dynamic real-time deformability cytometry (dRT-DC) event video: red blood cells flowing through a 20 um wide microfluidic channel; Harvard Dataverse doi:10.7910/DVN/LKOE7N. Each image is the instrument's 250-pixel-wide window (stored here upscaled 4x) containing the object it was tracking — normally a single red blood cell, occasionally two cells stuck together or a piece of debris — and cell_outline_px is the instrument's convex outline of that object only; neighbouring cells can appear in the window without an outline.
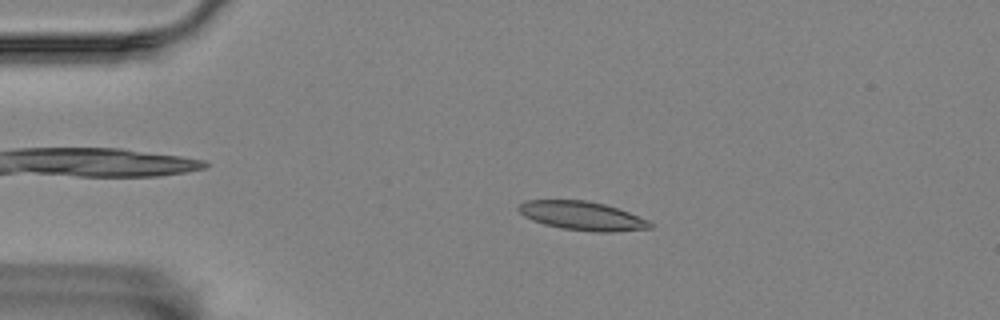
{"species": "Egyptian fruit bat (a non-hibernating species)", "species_latin": "Rousettus aegyptiacus", "temperature_condition": "room temperature", "stored_images_in_passage": 3, "camera_frame_rate_fps": 3000, "um_per_image_px": 0.085, "animal": {"sex": "female"}, "frame": {"image": 1, "passage_image": 2, "time_ms": 1.0, "image_size_px": [1000, 320], "cell_outline_px": [[652, 228], [612, 232], [596, 232], [560, 228], [544, 224], [532, 220], [524, 216], [516, 208], [524, 200], [584, 200], [604, 204], [628, 212], [648, 220], [652, 224]], "centroid_in_image_um": [49.46, 18.35], "position_along_channel_um": 35.5, "area_um2": 21.96}}